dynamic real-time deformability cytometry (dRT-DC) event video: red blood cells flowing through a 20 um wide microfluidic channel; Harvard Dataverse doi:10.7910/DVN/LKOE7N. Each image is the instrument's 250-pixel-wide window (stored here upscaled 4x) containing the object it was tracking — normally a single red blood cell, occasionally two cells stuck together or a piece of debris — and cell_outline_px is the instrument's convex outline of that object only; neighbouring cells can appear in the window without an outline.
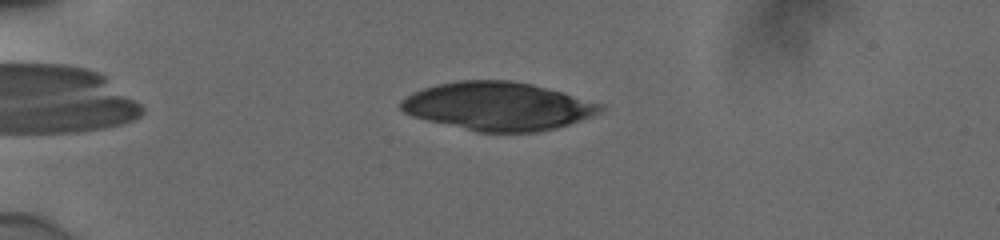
{"species": "human", "species_latin": "Homo sapiens", "temperature_condition": "cold", "stored_images_in_passage": 46, "camera_frame_rate_fps": 3000, "um_per_image_px": 0.085, "donor": {"sex": "male"}, "frame": {"image": 1, "passage_image": 7, "time_ms": 2.0, "image_size_px": [1000, 240], "cell_outline_px": [[604, 108], [600, 112], [592, 116], [556, 128], [536, 132], [480, 132], [428, 120], [412, 116], [404, 112], [400, 108], [400, 100], [412, 92], [436, 84], [460, 80], [508, 80], [532, 84], [560, 92], [600, 104]], "centroid_in_image_um": [42.27, 9.02], "position_along_channel_um": 42.7, "area_um2": 55.49}}
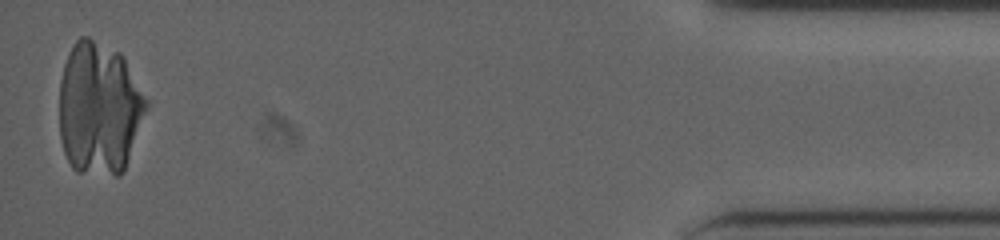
{"frame": {"image": 2, "passage_image": 46, "time_ms": 15.0, "image_size_px": [1000, 240], "cell_outline_px": [[148, 104], [124, 172], [120, 176], [116, 176], [76, 172], [72, 168], [64, 152], [60, 136], [60, 80], [64, 64], [68, 52], [72, 44], [80, 36], [88, 36], [120, 52], [124, 56], [148, 100]], "centroid_in_image_um": [8.43, 9.21], "position_along_channel_um": 426.8, "area_um2": 67.86}}